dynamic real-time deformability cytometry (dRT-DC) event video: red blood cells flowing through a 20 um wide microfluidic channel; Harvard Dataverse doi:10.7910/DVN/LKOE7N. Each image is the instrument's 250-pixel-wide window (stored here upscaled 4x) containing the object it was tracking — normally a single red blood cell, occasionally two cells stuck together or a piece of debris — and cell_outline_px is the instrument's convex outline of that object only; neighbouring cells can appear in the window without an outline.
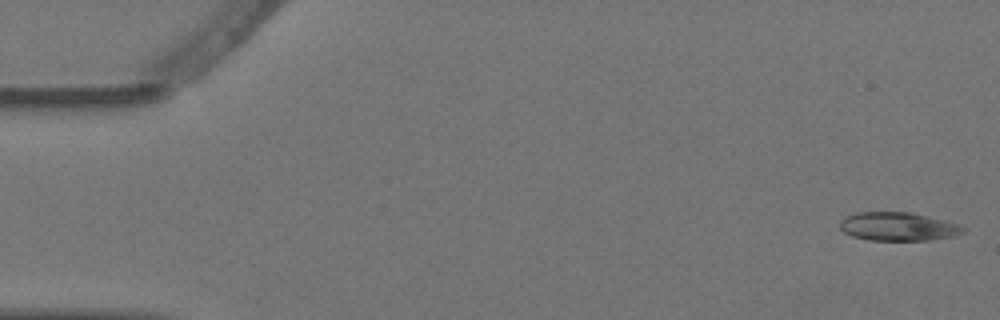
{"species": "Egyptian fruit bat (a non-hibernating species)", "species_latin": "Rousettus aegyptiacus", "temperature_condition": "warm", "stored_images_in_passage": 4, "camera_frame_rate_fps": 3000, "um_per_image_px": 0.085, "animal": {"sex": "female"}, "frame": {"image": 1, "passage_image": 1, "time_ms": 0.0, "image_size_px": [1000, 320], "cell_outline_px": [[968, 228], [964, 232], [952, 236], [928, 240], [868, 240], [852, 236], [844, 232], [840, 228], [840, 220], [844, 216], [856, 212], [912, 212], [928, 216], [956, 224]], "centroid_in_image_um": [76.29, 19.25], "position_along_channel_um": 8.7, "area_um2": 20.46}}
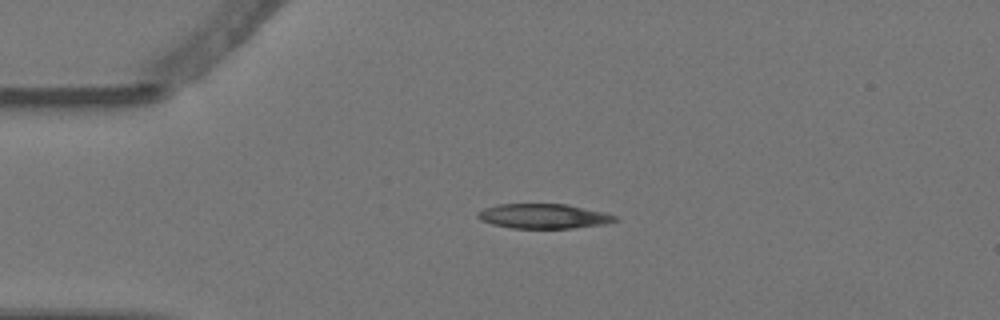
{"frame": {"image": 2, "passage_image": 4, "time_ms": 1.0, "image_size_px": [1000, 320], "cell_outline_px": [[620, 220], [608, 224], [572, 228], [512, 228], [492, 224], [480, 220], [476, 216], [476, 212], [484, 208], [496, 204], [568, 204], [604, 212], [616, 216]], "centroid_in_image_um": [46.21, 18.37], "position_along_channel_um": 38.8, "area_um2": 20.0}}